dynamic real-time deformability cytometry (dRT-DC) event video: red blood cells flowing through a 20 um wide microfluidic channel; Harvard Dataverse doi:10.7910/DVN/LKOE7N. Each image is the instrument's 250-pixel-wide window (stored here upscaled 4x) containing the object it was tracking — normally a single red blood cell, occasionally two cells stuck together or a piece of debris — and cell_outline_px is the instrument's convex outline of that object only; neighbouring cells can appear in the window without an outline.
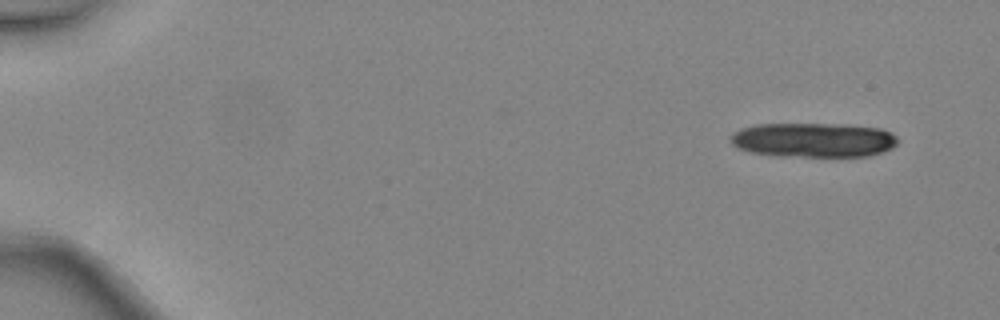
{"species": "common noctule bat (a hibernating species)", "species_latin": "Nyctalus noctula", "temperature_condition": "warm", "stored_images_in_passage": 4, "camera_frame_rate_fps": 3000, "um_per_image_px": 0.085, "animal": {"sex": "female", "body_mass_g": 24.6, "forearm_length_mm": 56.2}, "frame": {"image": 1, "passage_image": 1, "time_ms": 0.0, "image_size_px": [1000, 320], "cell_outline_px": [[896, 144], [892, 148], [884, 152], [868, 156], [772, 156], [748, 152], [736, 148], [728, 140], [728, 136], [732, 132], [740, 128], [756, 124], [844, 124], [880, 128], [896, 136]], "centroid_in_image_um": [69.05, 11.9], "position_along_channel_um": 16.0, "area_um2": 34.1}}